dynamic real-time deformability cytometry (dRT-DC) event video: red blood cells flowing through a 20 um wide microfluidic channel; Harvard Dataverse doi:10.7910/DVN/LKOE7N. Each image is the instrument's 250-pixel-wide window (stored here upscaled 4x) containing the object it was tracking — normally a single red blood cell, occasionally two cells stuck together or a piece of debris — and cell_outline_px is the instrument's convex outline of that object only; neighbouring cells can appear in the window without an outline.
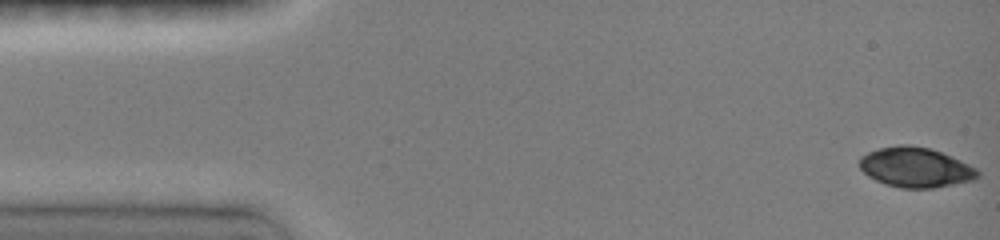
{"species": "common noctule bat (a hibernating species)", "species_latin": "Nyctalus noctula", "temperature_condition": "room temperature", "stored_images_in_passage": 20, "camera_frame_rate_fps": 3000, "um_per_image_px": 0.085, "animal": {"sex": "female", "body_mass_g": 19.0, "forearm_length_mm": 51.5}, "frame": {"image": 1, "passage_image": 1, "time_ms": 0.0, "image_size_px": [1000, 240], "cell_outline_px": [[980, 176], [976, 180], [932, 188], [900, 188], [884, 184], [868, 176], [860, 168], [860, 156], [868, 152], [880, 148], [900, 144], [908, 144], [928, 148], [952, 156], [976, 168], [980, 172]], "centroid_in_image_um": [77.84, 14.23], "position_along_channel_um": 7.2, "area_um2": 27.57}}
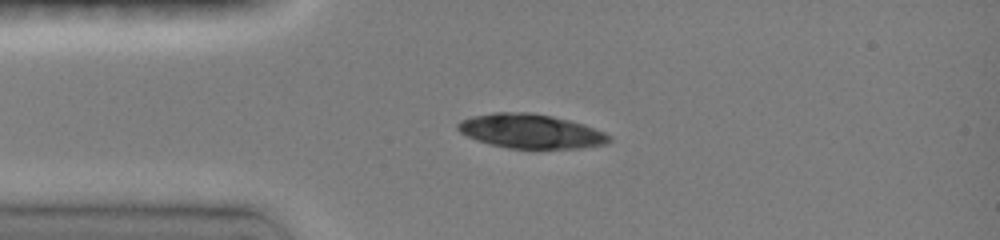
{"frame": {"image": 2, "passage_image": 13, "time_ms": 3.333, "image_size_px": [1000, 240], "cell_outline_px": [[612, 140], [604, 144], [580, 148], [536, 152], [508, 148], [476, 140], [460, 132], [456, 128], [456, 124], [460, 120], [472, 116], [496, 112], [528, 112], [552, 116], [584, 124], [604, 132], [612, 136]], "centroid_in_image_um": [45.14, 11.2], "position_along_channel_um": 39.9, "area_um2": 31.15}}